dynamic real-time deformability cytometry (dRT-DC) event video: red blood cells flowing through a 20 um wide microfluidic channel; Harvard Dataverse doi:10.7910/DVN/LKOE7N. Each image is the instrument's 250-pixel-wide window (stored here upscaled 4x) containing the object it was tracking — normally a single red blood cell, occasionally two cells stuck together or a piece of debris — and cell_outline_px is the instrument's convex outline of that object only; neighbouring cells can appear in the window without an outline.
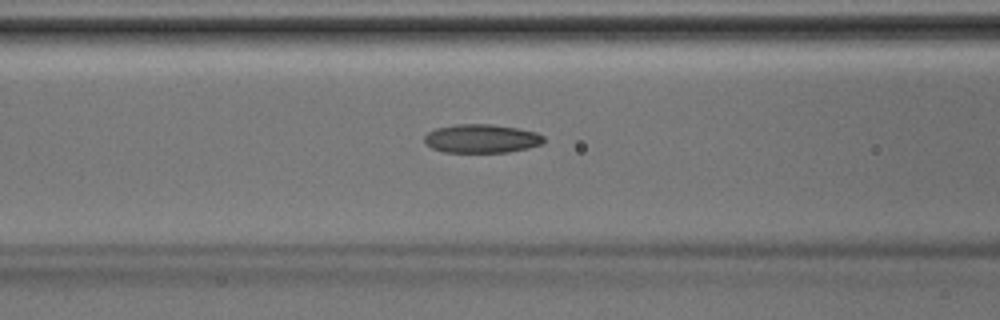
{"species": "Egyptian fruit bat (a non-hibernating species)", "species_latin": "Rousettus aegyptiacus", "temperature_condition": "room temperature", "stored_images_in_passage": 38, "camera_frame_rate_fps": 3000, "um_per_image_px": 0.085, "animal": {"sex": "male"}, "frame": {"image": 1, "passage_image": 17, "time_ms": 5.333, "image_size_px": [1000, 320], "cell_outline_px": [[544, 140], [540, 144], [528, 148], [508, 152], [444, 152], [432, 148], [424, 144], [424, 136], [428, 132], [436, 128], [456, 124], [492, 124], [516, 128], [536, 132], [544, 136]], "centroid_in_image_um": [40.9, 11.78], "position_along_channel_um": 125.7, "area_um2": 19.94}}
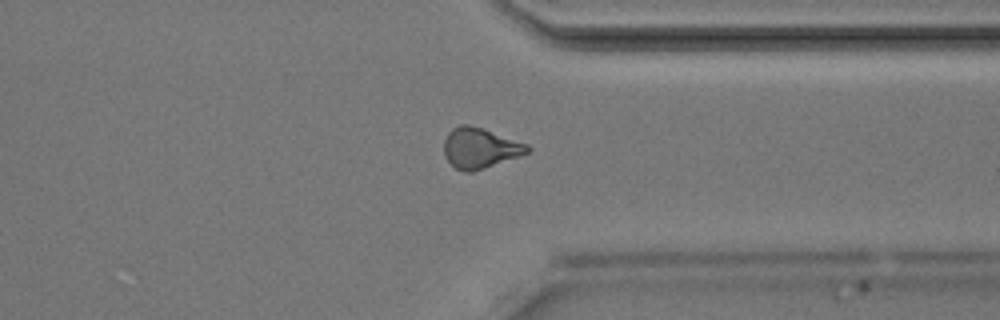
{"frame": {"image": 2, "passage_image": 32, "time_ms": 10.333, "image_size_px": [1000, 320], "cell_outline_px": [[532, 148], [528, 152], [520, 156], [472, 172], [464, 172], [456, 168], [444, 156], [444, 140], [448, 132], [452, 128], [460, 124], [468, 124], [528, 144]], "centroid_in_image_um": [40.78, 12.59], "position_along_channel_um": 370.6, "area_um2": 19.48}}
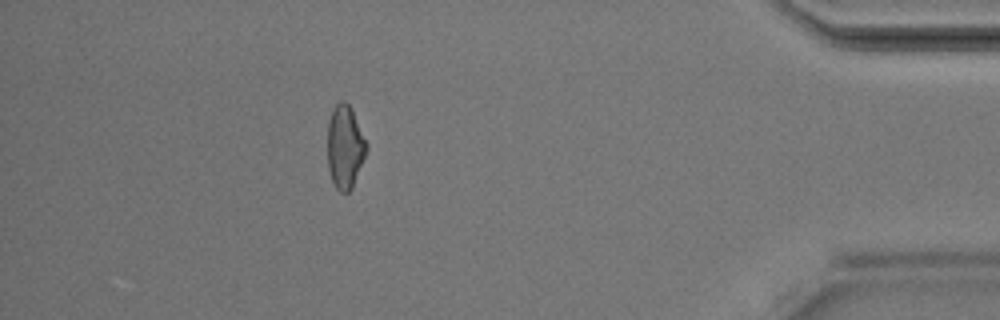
{"frame": {"image": 3, "passage_image": 37, "time_ms": 12.0, "image_size_px": [1000, 320], "cell_outline_px": [[368, 148], [352, 188], [348, 192], [340, 192], [336, 188], [332, 180], [328, 168], [328, 120], [332, 108], [340, 100], [344, 100], [352, 108], [368, 144]], "centroid_in_image_um": [29.32, 12.45], "position_along_channel_um": 405.9, "area_um2": 19.07}}